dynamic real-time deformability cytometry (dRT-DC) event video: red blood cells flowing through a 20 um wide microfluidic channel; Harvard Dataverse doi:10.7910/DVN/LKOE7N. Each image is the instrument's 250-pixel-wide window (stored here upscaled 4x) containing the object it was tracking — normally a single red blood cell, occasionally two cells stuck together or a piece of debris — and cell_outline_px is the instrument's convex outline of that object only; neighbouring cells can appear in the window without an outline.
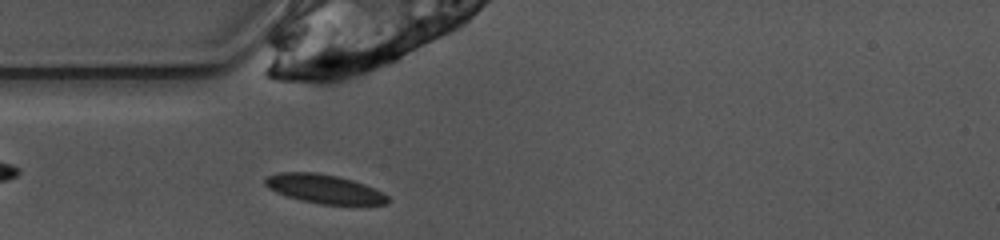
{"species": "common noctule bat (a hibernating species)", "species_latin": "Nyctalus noctula", "temperature_condition": "warm", "stored_images_in_passage": 23, "camera_frame_rate_fps": 3000, "um_per_image_px": 0.085, "animal": {"sex": "female", "body_mass_g": 10.0, "forearm_length_mm": 53.1}, "frame": {"image": 1, "passage_image": 1, "time_ms": 0.0, "image_size_px": [1000, 240], "cell_outline_px": [[388, 204], [320, 204], [300, 200], [276, 192], [268, 188], [264, 184], [264, 180], [268, 176], [280, 172], [316, 172], [336, 176], [352, 180], [364, 184], [384, 192], [388, 196]], "centroid_in_image_um": [27.56, 16.05], "position_along_channel_um": 57.4, "area_um2": 20.52}}
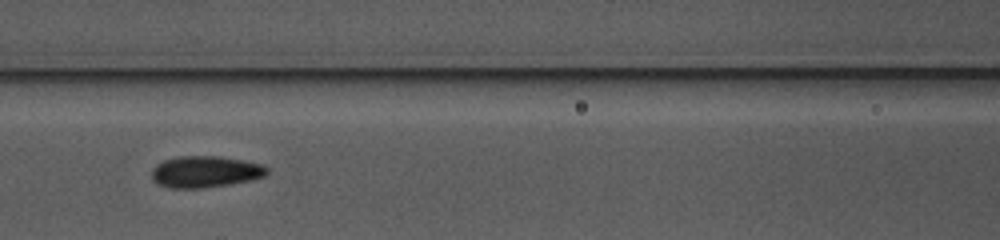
{"frame": {"image": 2, "passage_image": 8, "time_ms": 2.333, "image_size_px": [1000, 240], "cell_outline_px": [[268, 172], [264, 176], [252, 180], [204, 188], [168, 188], [156, 184], [152, 180], [152, 168], [156, 164], [164, 160], [180, 156], [220, 156], [264, 164], [268, 168]], "centroid_in_image_um": [17.43, 14.6], "position_along_channel_um": 149.2, "area_um2": 21.39}}
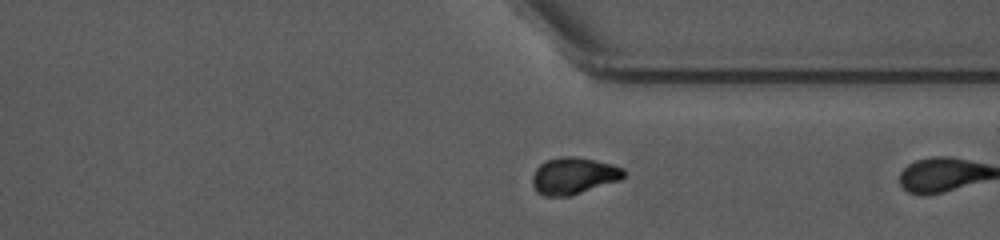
{"frame": {"image": 3, "passage_image": 22, "time_ms": 7.0, "image_size_px": [1000, 240], "cell_outline_px": [[628, 176], [620, 180], [572, 196], [544, 196], [536, 192], [532, 184], [532, 176], [536, 168], [544, 160], [560, 156], [576, 156], [596, 160], [612, 164], [624, 168], [628, 172]], "centroid_in_image_um": [48.79, 14.94], "position_along_channel_um": 362.6, "area_um2": 20.17}}